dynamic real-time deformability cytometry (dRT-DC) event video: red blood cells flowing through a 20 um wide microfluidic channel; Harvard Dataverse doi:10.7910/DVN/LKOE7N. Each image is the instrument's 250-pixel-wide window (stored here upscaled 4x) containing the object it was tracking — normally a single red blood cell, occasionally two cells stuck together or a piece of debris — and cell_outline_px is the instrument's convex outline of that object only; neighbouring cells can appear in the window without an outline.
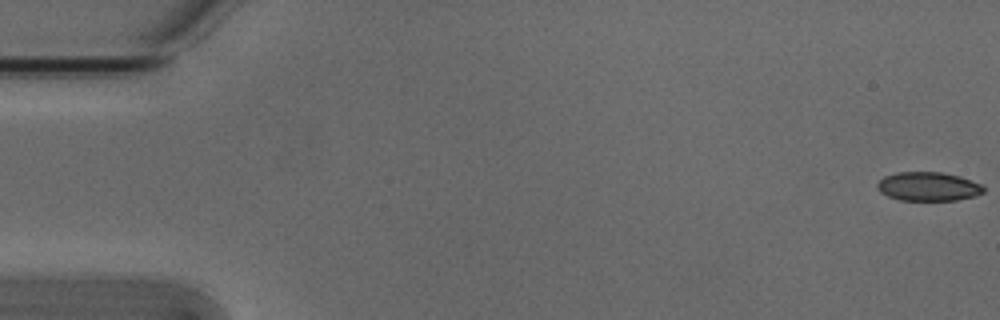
{"species": "Egyptian fruit bat (a non-hibernating species)", "species_latin": "Rousettus aegyptiacus", "temperature_condition": "cold", "stored_images_in_passage": 54, "camera_frame_rate_fps": 3000, "um_per_image_px": 0.085, "animal": {"sex": "male"}, "frame": {"image": 1, "passage_image": 1, "time_ms": 0.0, "image_size_px": [1000, 320], "cell_outline_px": [[984, 192], [976, 196], [956, 200], [900, 200], [888, 196], [880, 192], [876, 188], [876, 184], [884, 176], [900, 172], [944, 172], [960, 176], [980, 184], [984, 188]], "centroid_in_image_um": [78.89, 15.85], "position_along_channel_um": 6.1, "area_um2": 17.92}}
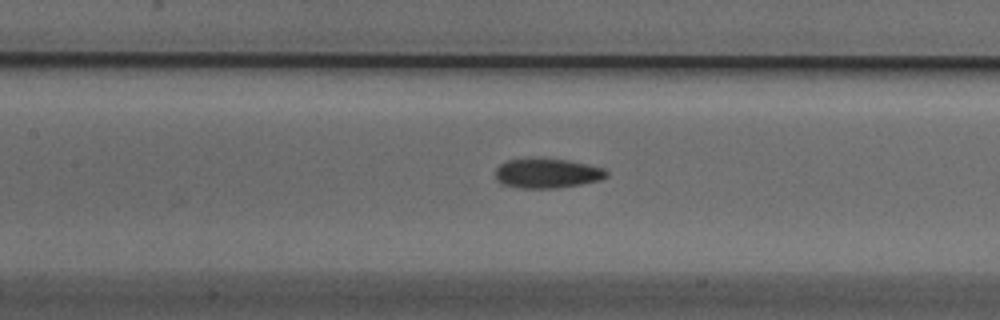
{"frame": {"image": 2, "passage_image": 25, "time_ms": 8.0, "image_size_px": [1000, 320], "cell_outline_px": [[608, 176], [600, 180], [580, 184], [556, 188], [520, 188], [500, 184], [496, 180], [496, 168], [500, 164], [508, 160], [568, 160], [588, 164], [604, 168], [608, 172]], "centroid_in_image_um": [46.52, 14.76], "position_along_channel_um": 160.9, "area_um2": 18.84}}
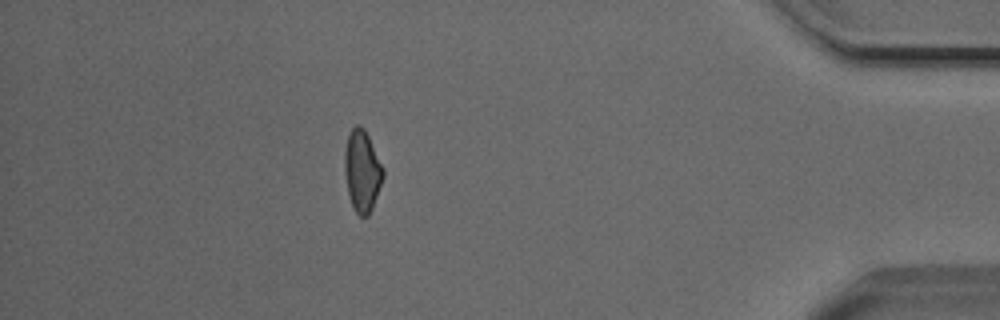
{"frame": {"image": 3, "passage_image": 48, "time_ms": 15.667, "image_size_px": [1000, 320], "cell_outline_px": [[384, 176], [372, 208], [368, 216], [360, 216], [356, 212], [352, 204], [348, 192], [344, 172], [344, 152], [348, 136], [352, 128], [356, 124], [360, 124], [364, 128], [384, 168]], "centroid_in_image_um": [30.78, 14.51], "position_along_channel_um": 404.4, "area_um2": 18.21}, "authors_computed_cell_mechanics": {"area_um2": 18.8139, "velocity_mm_per_s": 3.8254, "shape_relaxation_time_tau1_ms": 7.7267, "shape_relaxation_time_tau2_ms": 7.7742, "deformation_change_tau1": 0.1516, "deformation_change_tau2": 0.1339}}